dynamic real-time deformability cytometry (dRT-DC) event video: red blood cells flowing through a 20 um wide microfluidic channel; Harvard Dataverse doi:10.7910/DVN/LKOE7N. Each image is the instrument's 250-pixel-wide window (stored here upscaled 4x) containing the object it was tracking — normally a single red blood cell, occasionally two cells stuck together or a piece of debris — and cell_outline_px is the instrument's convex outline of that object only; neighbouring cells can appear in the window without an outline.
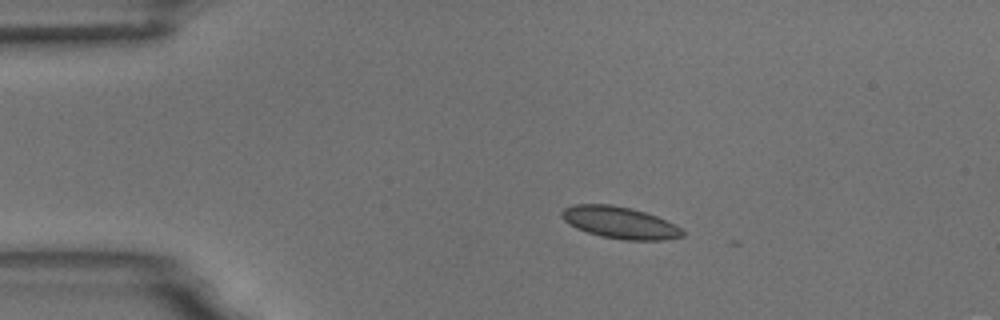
{"species": "common noctule bat (a hibernating species)", "species_latin": "Nyctalus noctula", "temperature_condition": "room temperature", "stored_images_in_passage": 4, "camera_frame_rate_fps": 3000, "um_per_image_px": 0.085, "animal": {"sex": "male", "body_mass_g": 18.8}, "frame": {"image": 1, "passage_image": 2, "time_ms": 1.333, "image_size_px": [1000, 320], "cell_outline_px": [[684, 236], [664, 240], [624, 240], [600, 236], [576, 228], [568, 224], [560, 216], [560, 212], [564, 208], [572, 204], [608, 204], [632, 208], [656, 216], [680, 228], [684, 232]], "centroid_in_image_um": [52.63, 18.92], "position_along_channel_um": 32.4, "area_um2": 22.37}}
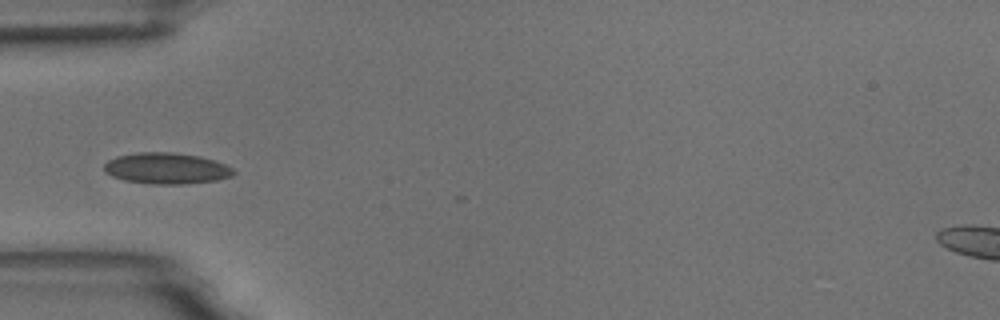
{"frame": {"image": 2, "passage_image": 4, "time_ms": 3.667, "image_size_px": [1000, 320], "cell_outline_px": [[236, 172], [232, 176], [216, 180], [184, 184], [152, 184], [124, 180], [112, 176], [104, 172], [104, 164], [108, 160], [116, 156], [136, 152], [172, 152], [200, 156], [216, 160], [232, 168]], "centroid_in_image_um": [14.14, 14.3], "position_along_channel_um": 70.9, "area_um2": 23.64}}